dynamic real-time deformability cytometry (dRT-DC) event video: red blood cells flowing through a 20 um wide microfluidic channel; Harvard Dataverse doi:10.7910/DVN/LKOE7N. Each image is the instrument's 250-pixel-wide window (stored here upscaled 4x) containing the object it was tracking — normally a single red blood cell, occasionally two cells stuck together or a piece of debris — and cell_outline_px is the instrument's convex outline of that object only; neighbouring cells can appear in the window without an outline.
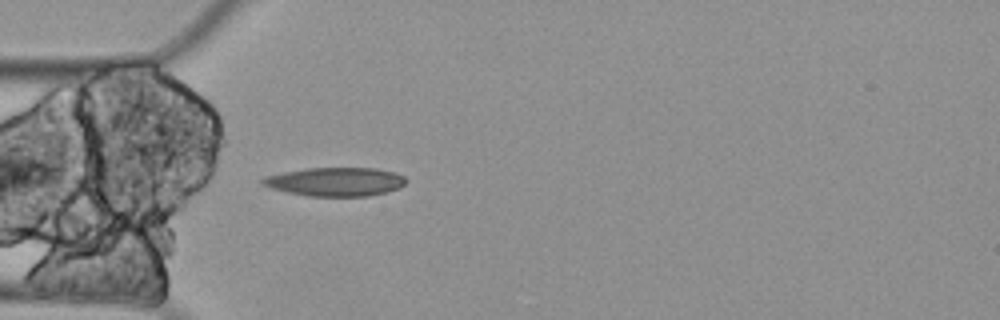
{"species": "Egyptian fruit bat (a non-hibernating species)", "species_latin": "Rousettus aegyptiacus", "temperature_condition": "cold", "stored_images_in_passage": 1, "camera_frame_rate_fps": 3000, "um_per_image_px": 0.085, "animal": {"sex": "female"}, "frame": {"image": 1, "passage_image": 1, "time_ms": 0.0, "image_size_px": [1000, 320], "cell_outline_px": [[408, 180], [400, 188], [388, 192], [368, 196], [308, 196], [288, 192], [272, 188], [260, 184], [260, 180], [264, 176], [284, 172], [308, 168], [376, 168], [396, 172], [404, 176]], "centroid_in_image_um": [28.54, 15.44], "position_along_channel_um": 56.5, "area_um2": 24.16}}